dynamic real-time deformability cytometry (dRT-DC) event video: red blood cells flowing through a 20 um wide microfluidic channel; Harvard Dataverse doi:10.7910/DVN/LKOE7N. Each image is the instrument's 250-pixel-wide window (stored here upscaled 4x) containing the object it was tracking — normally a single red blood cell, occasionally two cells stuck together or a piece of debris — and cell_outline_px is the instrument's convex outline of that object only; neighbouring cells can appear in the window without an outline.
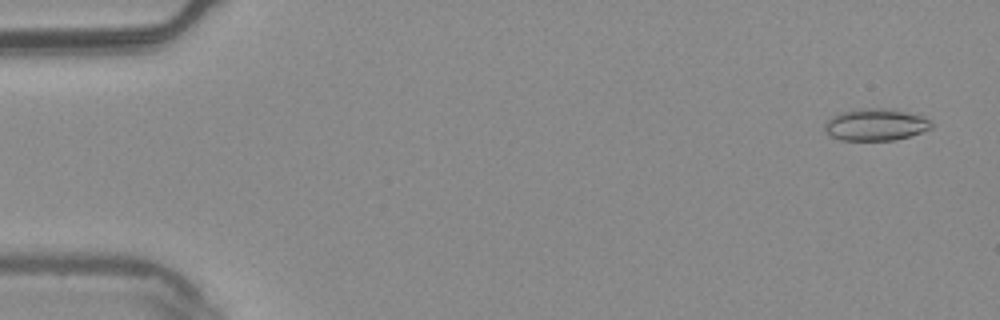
{"species": "common noctule bat (a hibernating species)", "species_latin": "Nyctalus noctula", "temperature_condition": "warm", "stored_images_in_passage": 5, "camera_frame_rate_fps": 3000, "um_per_image_px": 0.085, "animal": {"sex": "male", "body_mass_g": 20.4}, "frame": {"image": 1, "passage_image": 1, "time_ms": 0.0, "image_size_px": [1000, 320], "cell_outline_px": [[932, 128], [896, 140], [840, 140], [832, 136], [824, 128], [824, 124], [832, 116], [844, 112], [868, 108], [892, 108], [924, 116], [932, 124]], "centroid_in_image_um": [74.46, 10.59], "position_along_channel_um": 10.5, "area_um2": 19.65}}
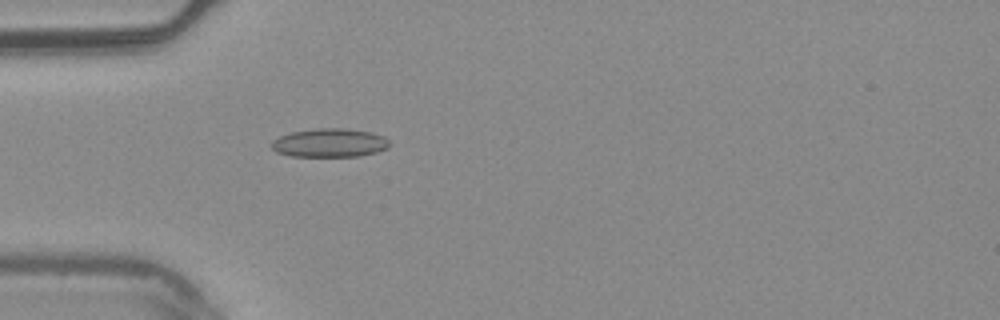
{"frame": {"image": 2, "passage_image": 5, "time_ms": 1.333, "image_size_px": [1000, 320], "cell_outline_px": [[388, 148], [376, 152], [360, 156], [292, 156], [276, 152], [272, 148], [272, 140], [280, 136], [292, 132], [316, 128], [344, 128], [372, 132], [384, 136], [388, 140]], "centroid_in_image_um": [28.03, 12.14], "position_along_channel_um": 57.0, "area_um2": 19.65}}